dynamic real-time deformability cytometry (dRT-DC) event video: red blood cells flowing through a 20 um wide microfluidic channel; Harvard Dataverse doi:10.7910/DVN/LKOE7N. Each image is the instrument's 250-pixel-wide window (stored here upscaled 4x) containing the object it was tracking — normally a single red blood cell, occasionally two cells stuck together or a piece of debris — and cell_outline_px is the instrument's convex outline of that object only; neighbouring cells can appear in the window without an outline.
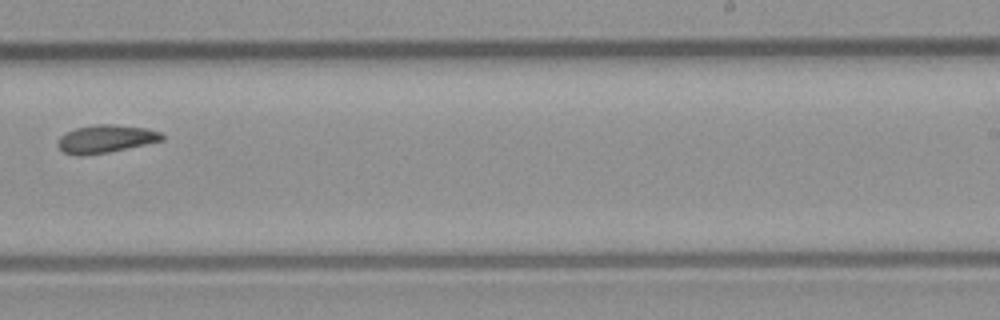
{"species": "common noctule bat (a hibernating species)", "species_latin": "Nyctalus noctula", "temperature_condition": "room temperature", "stored_images_in_passage": 9, "camera_frame_rate_fps": 3000, "um_per_image_px": 0.085, "animal": {"sex": "male", "body_mass_g": 23.1, "forearm_length_mm": 52.7}, "frame": {"image": 1, "passage_image": 8, "time_ms": 9.0, "image_size_px": [1000, 320], "cell_outline_px": [[164, 140], [108, 152], [84, 156], [76, 156], [64, 152], [56, 144], [60, 136], [64, 132], [76, 128], [96, 124], [112, 124], [144, 128], [160, 132], [164, 136]], "centroid_in_image_um": [8.94, 11.81], "position_along_channel_um": 280.1, "area_um2": 16.94}}
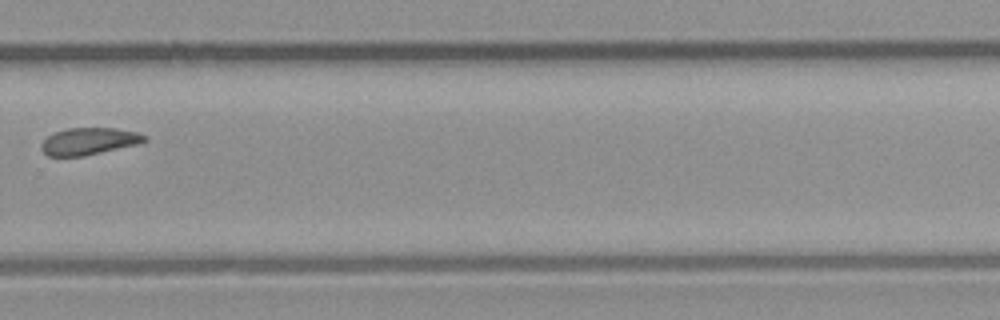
{"frame": {"image": 2, "passage_image": 9, "time_ms": 10.0, "image_size_px": [1000, 320], "cell_outline_px": [[148, 140], [140, 144], [84, 156], [48, 156], [40, 148], [40, 144], [52, 132], [68, 128], [116, 128], [136, 132], [148, 136]], "centroid_in_image_um": [7.58, 12.0], "position_along_channel_um": 322.2, "area_um2": 16.47}}